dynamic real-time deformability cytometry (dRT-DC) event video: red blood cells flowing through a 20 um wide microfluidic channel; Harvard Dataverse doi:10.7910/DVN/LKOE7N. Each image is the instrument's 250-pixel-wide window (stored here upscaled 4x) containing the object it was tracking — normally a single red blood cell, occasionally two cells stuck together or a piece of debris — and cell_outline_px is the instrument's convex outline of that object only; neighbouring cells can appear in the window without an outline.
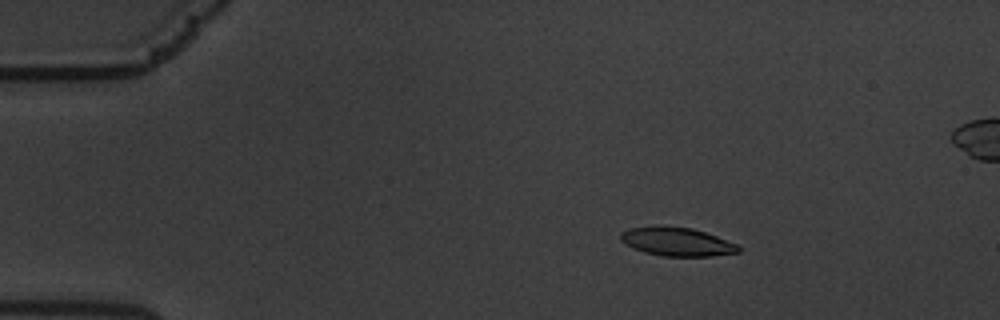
{"species": "common noctule bat (a hibernating species)", "species_latin": "Nyctalus noctula", "temperature_condition": "warm", "stored_images_in_passage": 60, "camera_frame_rate_fps": 3000, "um_per_image_px": 0.085, "animal": {"sex": "male", "body_mass_g": 19.5, "forearm_length_mm": 54.6}, "frame": {"image": 1, "passage_image": 10, "time_ms": 3.0, "image_size_px": [1000, 320], "cell_outline_px": [[740, 252], [712, 256], [664, 256], [644, 252], [624, 244], [620, 240], [620, 232], [628, 228], [660, 224], [692, 228], [716, 236], [736, 244], [740, 248]], "centroid_in_image_um": [57.47, 20.52], "position_along_channel_um": 27.5, "area_um2": 19.88}}
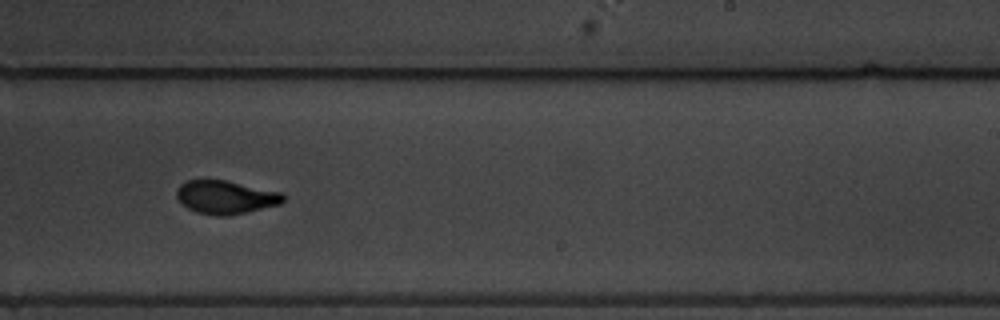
{"frame": {"image": 2, "passage_image": 38, "time_ms": 12.333, "image_size_px": [1000, 320], "cell_outline_px": [[284, 200], [280, 204], [244, 212], [224, 216], [216, 216], [196, 212], [180, 204], [176, 196], [176, 188], [180, 184], [188, 180], [224, 180], [280, 192], [284, 196]], "centroid_in_image_um": [19.11, 16.76], "position_along_channel_um": 269.9, "area_um2": 20.52}}
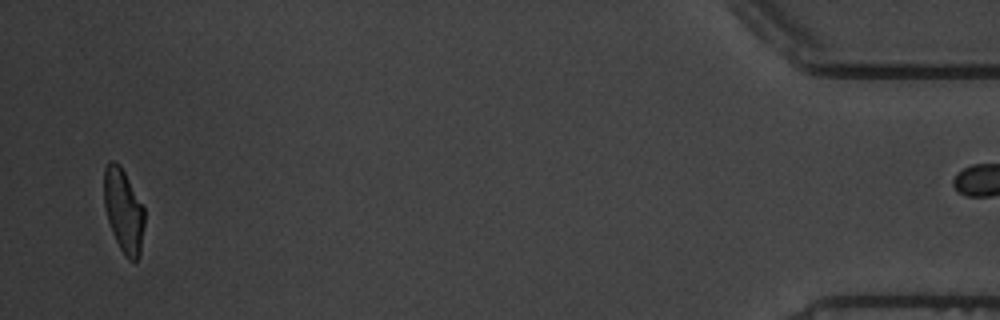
{"frame": {"image": 3, "passage_image": 59, "time_ms": 19.333, "image_size_px": [1000, 320], "cell_outline_px": [[144, 224], [140, 256], [136, 260], [128, 260], [124, 256], [112, 232], [108, 220], [104, 204], [104, 168], [108, 160], [116, 160], [120, 164], [144, 208]], "centroid_in_image_um": [10.49, 17.89], "position_along_channel_um": 424.7, "area_um2": 19.77}}